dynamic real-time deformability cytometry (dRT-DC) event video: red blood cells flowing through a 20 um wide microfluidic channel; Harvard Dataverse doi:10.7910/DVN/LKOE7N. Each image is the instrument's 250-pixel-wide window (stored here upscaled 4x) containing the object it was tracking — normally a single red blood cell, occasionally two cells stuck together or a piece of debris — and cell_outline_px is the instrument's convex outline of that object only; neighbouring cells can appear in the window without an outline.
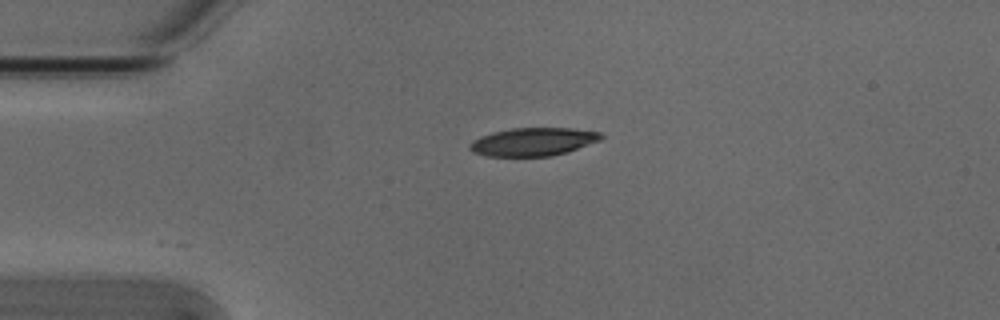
{"species": "Egyptian fruit bat (a non-hibernating species)", "species_latin": "Rousettus aegyptiacus", "temperature_condition": "cold", "stored_images_in_passage": 8, "camera_frame_rate_fps": 3000, "um_per_image_px": 0.085, "animal": {"sex": "male"}, "frame": {"image": 1, "passage_image": 1, "time_ms": 0.0, "image_size_px": [1000, 320], "cell_outline_px": [[604, 136], [600, 140], [568, 152], [552, 156], [484, 156], [472, 152], [468, 148], [468, 144], [472, 140], [480, 136], [492, 132], [512, 128], [572, 128], [600, 132]], "centroid_in_image_um": [45.28, 12.05], "position_along_channel_um": 39.7, "area_um2": 21.73}}